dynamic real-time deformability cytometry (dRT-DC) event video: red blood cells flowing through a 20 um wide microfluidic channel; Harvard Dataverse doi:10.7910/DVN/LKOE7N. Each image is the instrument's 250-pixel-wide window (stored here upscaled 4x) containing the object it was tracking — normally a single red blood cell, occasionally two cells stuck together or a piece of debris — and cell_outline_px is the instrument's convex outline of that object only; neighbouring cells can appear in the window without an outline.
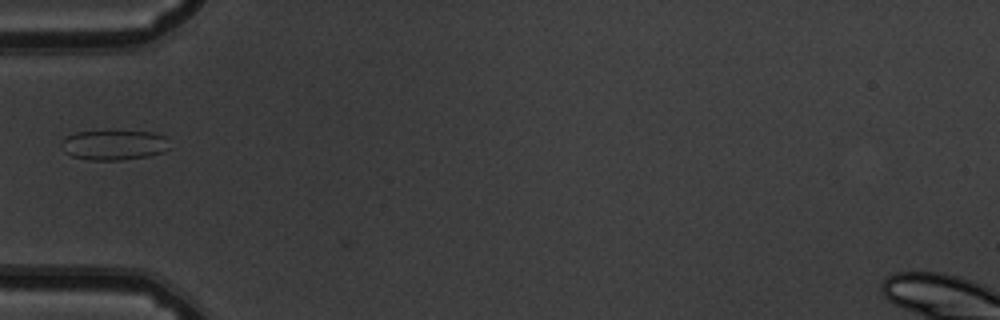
{"species": "common noctule bat (a hibernating species)", "species_latin": "Nyctalus noctula", "temperature_condition": "warm", "stored_images_in_passage": 25, "camera_frame_rate_fps": 3000, "um_per_image_px": 0.085, "animal": {"sex": "male", "body_mass_g": 19.5, "forearm_length_mm": 54.6}, "frame": {"image": 1, "passage_image": 19, "time_ms": 6.0, "image_size_px": [1000, 320], "cell_outline_px": [[168, 148], [164, 152], [148, 156], [120, 160], [88, 160], [72, 156], [64, 152], [60, 144], [60, 140], [76, 132], [152, 132], [164, 136]], "centroid_in_image_um": [9.63, 12.34], "position_along_channel_um": 75.4, "area_um2": 18.61}}
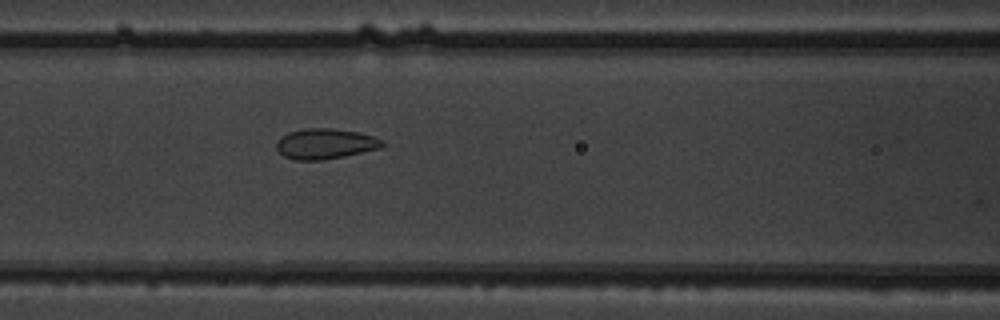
{"frame": {"image": 2, "passage_image": 24, "time_ms": 7.667, "image_size_px": [1000, 320], "cell_outline_px": [[384, 144], [380, 148], [344, 156], [320, 160], [296, 160], [284, 156], [276, 148], [276, 144], [280, 136], [288, 132], [304, 128], [332, 128], [360, 132], [384, 140]], "centroid_in_image_um": [27.63, 12.21], "position_along_channel_um": 139.0, "area_um2": 18.79}}